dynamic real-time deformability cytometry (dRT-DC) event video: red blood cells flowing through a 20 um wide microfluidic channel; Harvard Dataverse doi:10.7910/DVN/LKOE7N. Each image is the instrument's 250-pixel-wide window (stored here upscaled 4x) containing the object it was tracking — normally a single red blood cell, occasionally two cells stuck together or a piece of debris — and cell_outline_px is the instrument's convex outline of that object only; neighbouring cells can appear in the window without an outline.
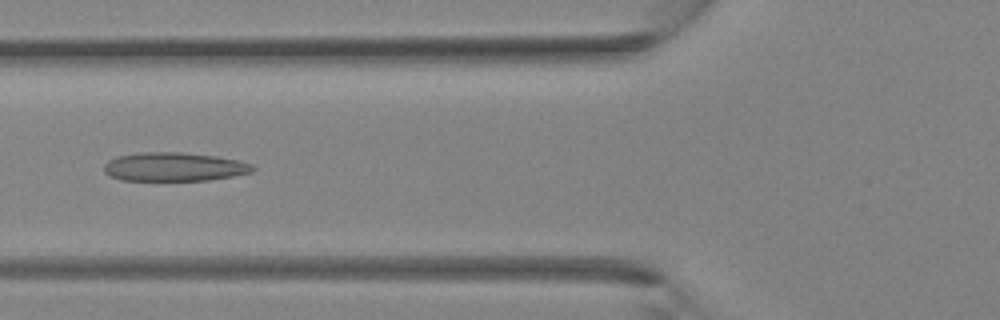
{"species": "Egyptian fruit bat (a non-hibernating species)", "species_latin": "Rousettus aegyptiacus", "temperature_condition": "room temperature", "stored_images_in_passage": 31, "camera_frame_rate_fps": 3000, "um_per_image_px": 0.085, "animal": {"sex": "female"}, "frame": {"image": 1, "passage_image": 7, "time_ms": 2.0, "image_size_px": [1000, 320], "cell_outline_px": [[256, 168], [252, 172], [232, 176], [208, 180], [120, 180], [108, 176], [104, 172], [104, 164], [108, 160], [116, 156], [136, 152], [180, 152], [216, 156], [236, 160], [252, 164]], "centroid_in_image_um": [14.75, 14.17], "position_along_channel_um": 111.1, "area_um2": 25.03}}
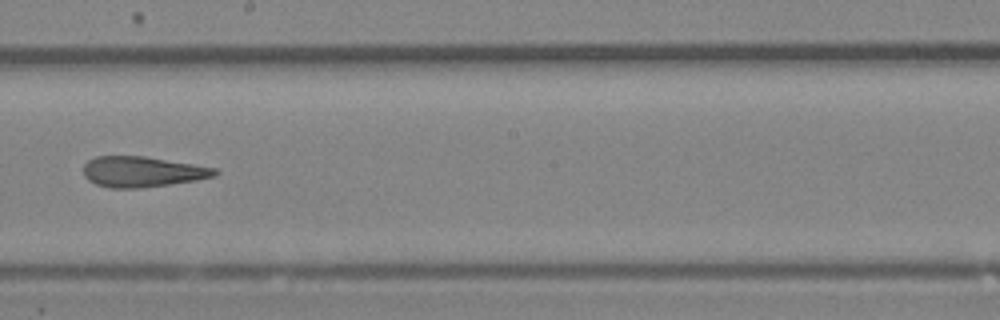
{"frame": {"image": 2, "passage_image": 14, "time_ms": 4.333, "image_size_px": [1000, 320], "cell_outline_px": [[220, 172], [216, 176], [196, 180], [140, 188], [108, 188], [96, 184], [88, 180], [84, 176], [84, 164], [88, 160], [96, 156], [144, 156], [216, 168]], "centroid_in_image_um": [12.08, 14.6], "position_along_channel_um": 236.1, "area_um2": 23.35}}
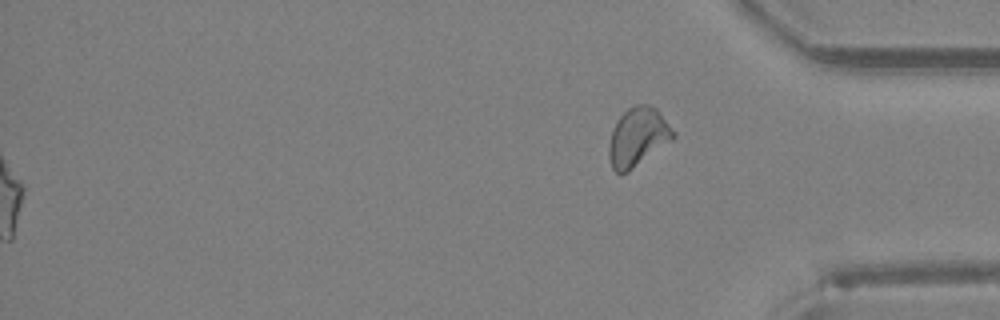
{"frame": {"image": 3, "passage_image": 31, "time_ms": 10.0, "image_size_px": [1000, 320], "cell_outline_px": [[676, 136], [672, 140], [628, 172], [620, 176], [612, 168], [608, 156], [608, 144], [612, 128], [616, 120], [628, 108], [636, 104], [648, 104], [656, 108], [676, 132]], "centroid_in_image_um": [54.19, 11.65], "position_along_channel_um": 381.0, "area_um2": 22.25}}